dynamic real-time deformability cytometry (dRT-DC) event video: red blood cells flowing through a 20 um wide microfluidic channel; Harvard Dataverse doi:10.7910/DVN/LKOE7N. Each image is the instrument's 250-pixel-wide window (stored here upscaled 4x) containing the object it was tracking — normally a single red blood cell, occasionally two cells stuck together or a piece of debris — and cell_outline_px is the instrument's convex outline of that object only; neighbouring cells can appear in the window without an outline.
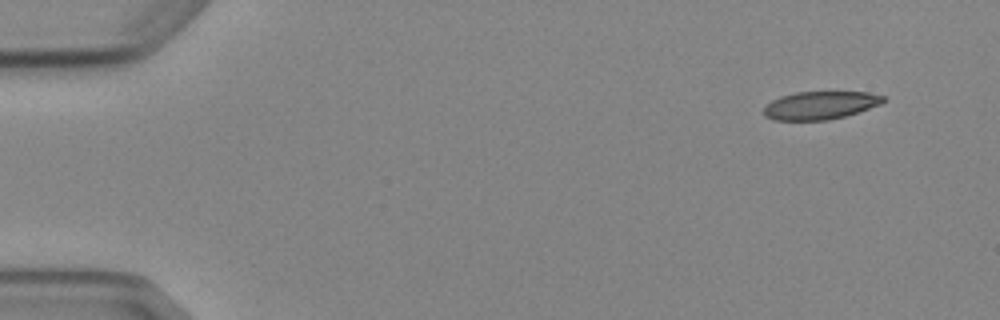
{"species": "Egyptian fruit bat (a non-hibernating species)", "species_latin": "Rousettus aegyptiacus", "temperature_condition": "cold", "stored_images_in_passage": 6, "camera_frame_rate_fps": 3000, "um_per_image_px": 0.085, "animal": {"sex": "female"}, "frame": {"image": 1, "passage_image": 1, "time_ms": 0.0, "image_size_px": [1000, 320], "cell_outline_px": [[884, 100], [880, 104], [844, 116], [828, 120], [772, 120], [764, 116], [764, 104], [780, 96], [796, 92], [868, 92], [884, 96]], "centroid_in_image_um": [69.65, 8.95], "position_along_channel_um": 15.4, "area_um2": 19.42}}
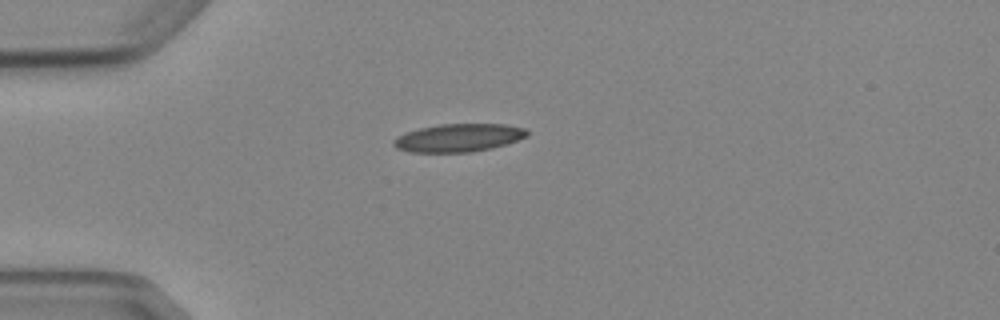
{"frame": {"image": 2, "passage_image": 4, "time_ms": 3.333, "image_size_px": [1000, 320], "cell_outline_px": [[528, 136], [492, 148], [472, 152], [408, 152], [396, 148], [392, 144], [392, 140], [396, 136], [420, 128], [440, 124], [504, 124], [524, 128], [528, 132]], "centroid_in_image_um": [38.94, 11.71], "position_along_channel_um": 46.1, "area_um2": 21.73}}
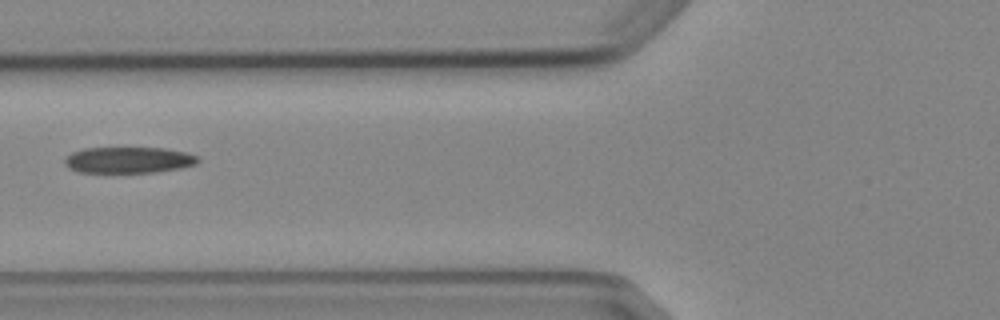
{"frame": {"image": 3, "passage_image": 6, "time_ms": 5.667, "image_size_px": [1000, 320], "cell_outline_px": [[200, 160], [196, 164], [180, 168], [156, 172], [76, 172], [68, 168], [64, 164], [64, 160], [72, 152], [84, 148], [164, 148], [188, 152], [200, 156]], "centroid_in_image_um": [10.96, 13.6], "position_along_channel_um": 114.8, "area_um2": 20.46}}